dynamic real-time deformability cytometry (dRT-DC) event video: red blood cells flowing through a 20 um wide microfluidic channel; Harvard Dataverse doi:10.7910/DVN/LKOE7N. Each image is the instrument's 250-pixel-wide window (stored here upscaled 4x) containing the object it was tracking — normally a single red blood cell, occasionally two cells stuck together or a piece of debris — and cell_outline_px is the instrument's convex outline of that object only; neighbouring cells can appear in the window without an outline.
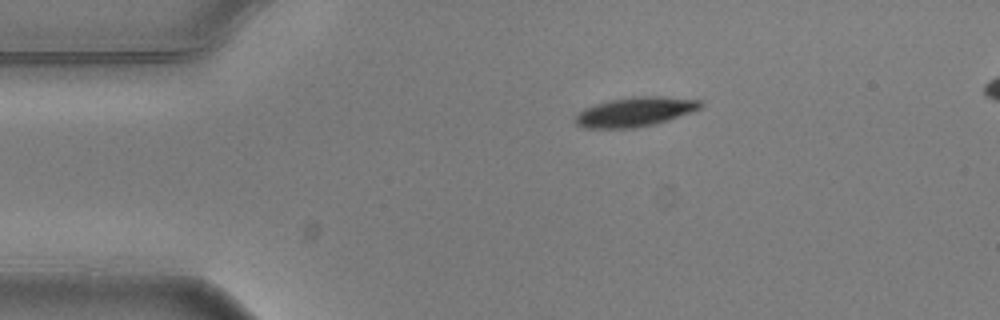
{"species": "common noctule bat (a hibernating species)", "species_latin": "Nyctalus noctula", "temperature_condition": "warm", "stored_images_in_passage": 3, "camera_frame_rate_fps": 3000, "um_per_image_px": 0.085, "animal": {"sex": "male", "body_mass_g": 20.5, "forearm_length_mm": 52.5}, "frame": {"image": 1, "passage_image": 1, "time_ms": 0.0, "image_size_px": [1000, 320], "cell_outline_px": [[704, 104], [700, 108], [668, 120], [652, 124], [632, 128], [584, 128], [576, 124], [572, 120], [584, 108], [608, 100], [632, 96], [660, 96], [700, 100]], "centroid_in_image_um": [53.94, 9.5], "position_along_channel_um": 31.1, "area_um2": 21.33}}